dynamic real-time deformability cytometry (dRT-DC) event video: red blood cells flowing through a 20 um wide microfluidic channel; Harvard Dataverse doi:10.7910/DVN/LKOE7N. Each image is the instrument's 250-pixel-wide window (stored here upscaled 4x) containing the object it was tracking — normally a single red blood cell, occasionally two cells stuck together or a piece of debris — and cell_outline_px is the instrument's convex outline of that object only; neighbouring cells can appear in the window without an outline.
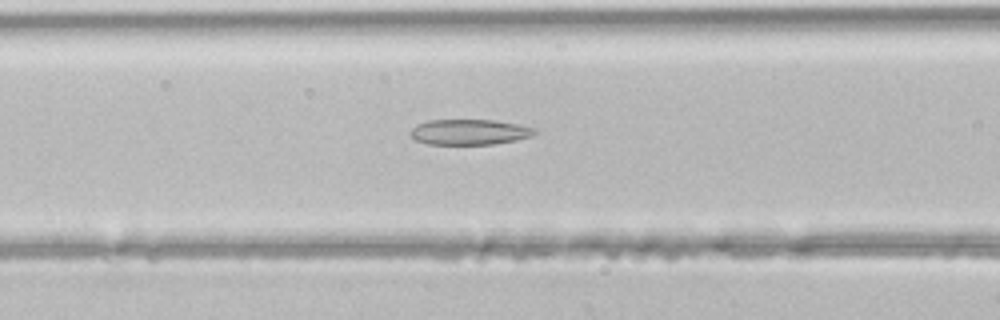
{"species": "common noctule bat (a hibernating species)", "species_latin": "Nyctalus noctula", "temperature_condition": "room temperature", "stored_images_in_passage": 29, "camera_frame_rate_fps": 3000, "um_per_image_px": 0.085, "animal": {"sex": "male", "body_mass_g": 21.5, "forearm_length_mm": 52.0}, "frame": {"image": 1, "passage_image": 11, "time_ms": 3.333, "image_size_px": [1000, 320], "cell_outline_px": [[536, 132], [532, 136], [516, 140], [492, 144], [428, 144], [416, 140], [408, 132], [416, 124], [428, 120], [492, 120], [516, 124], [536, 128]], "centroid_in_image_um": [39.87, 11.22], "position_along_channel_um": 126.7, "area_um2": 18.38}}
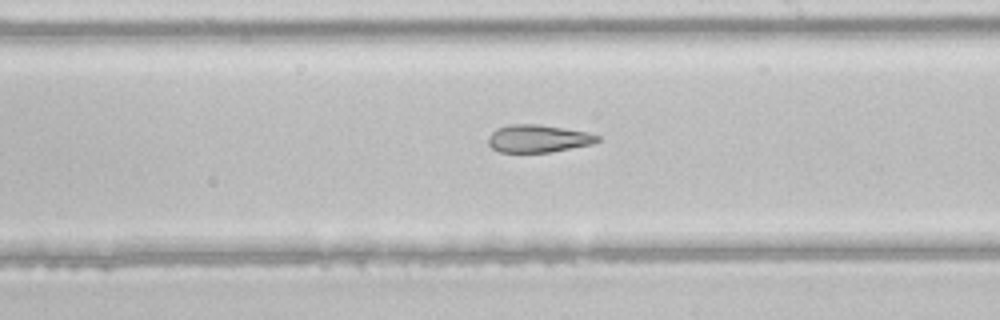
{"frame": {"image": 2, "passage_image": 19, "time_ms": 6.0, "image_size_px": [1000, 320], "cell_outline_px": [[600, 140], [592, 144], [552, 152], [500, 152], [492, 148], [488, 144], [488, 136], [496, 128], [508, 124], [540, 124], [588, 132], [600, 136]], "centroid_in_image_um": [45.73, 11.77], "position_along_channel_um": 243.3, "area_um2": 17.74}}
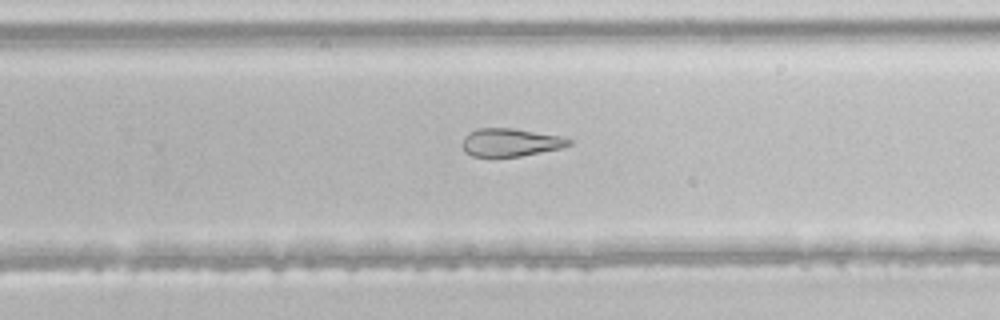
{"frame": {"image": 3, "passage_image": 22, "time_ms": 7.0, "image_size_px": [1000, 320], "cell_outline_px": [[572, 144], [560, 148], [520, 156], [472, 156], [464, 152], [460, 144], [464, 136], [468, 132], [476, 128], [512, 128], [560, 136], [572, 140]], "centroid_in_image_um": [43.32, 12.09], "position_along_channel_um": 286.5, "area_um2": 17.4}}